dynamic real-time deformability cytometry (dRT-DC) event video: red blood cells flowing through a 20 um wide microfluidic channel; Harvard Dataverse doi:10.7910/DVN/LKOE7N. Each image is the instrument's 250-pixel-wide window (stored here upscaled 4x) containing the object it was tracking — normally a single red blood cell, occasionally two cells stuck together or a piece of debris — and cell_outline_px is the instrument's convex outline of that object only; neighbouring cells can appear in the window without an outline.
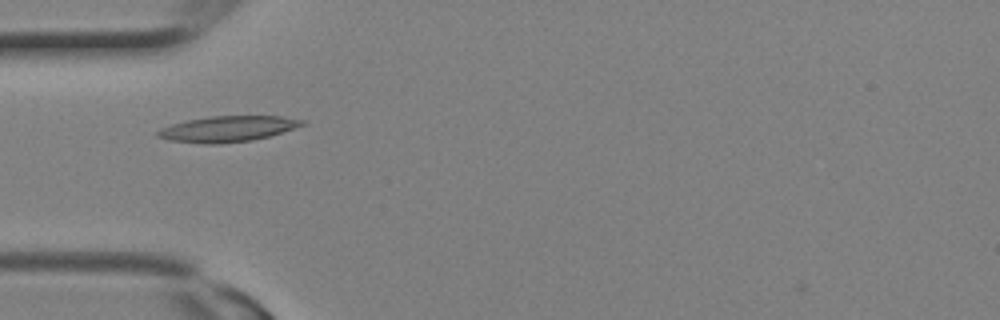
{"species": "Egyptian fruit bat (a non-hibernating species)", "species_latin": "Rousettus aegyptiacus", "temperature_condition": "room temperature", "stored_images_in_passage": 4, "camera_frame_rate_fps": 3000, "um_per_image_px": 0.085, "animal": {"sex": "female"}, "frame": {"image": 1, "passage_image": 4, "time_ms": 1.0, "image_size_px": [1000, 320], "cell_outline_px": [[308, 124], [268, 136], [252, 140], [220, 144], [204, 144], [168, 140], [156, 136], [156, 132], [160, 128], [172, 124], [188, 120], [212, 116], [280, 116], [308, 120]], "centroid_in_image_um": [19.37, 10.95], "position_along_channel_um": 65.6, "area_um2": 21.79}}